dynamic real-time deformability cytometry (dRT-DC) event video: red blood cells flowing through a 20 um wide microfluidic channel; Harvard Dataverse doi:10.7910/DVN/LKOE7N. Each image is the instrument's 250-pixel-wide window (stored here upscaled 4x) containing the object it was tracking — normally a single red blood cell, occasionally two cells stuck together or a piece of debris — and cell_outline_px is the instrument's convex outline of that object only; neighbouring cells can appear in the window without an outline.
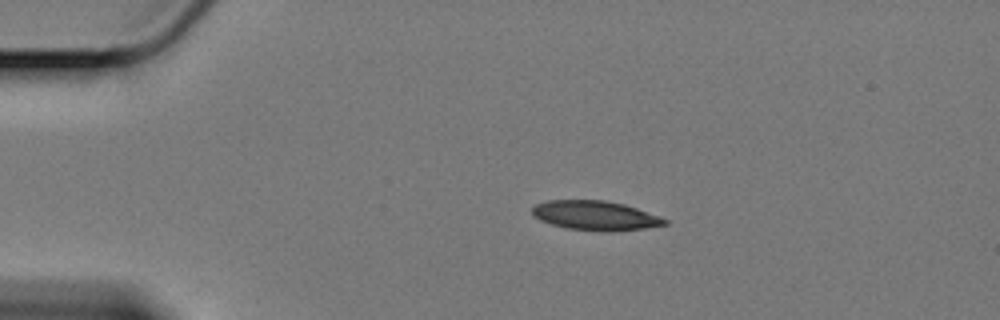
{"species": "Egyptian fruit bat (a non-hibernating species)", "species_latin": "Rousettus aegyptiacus", "temperature_condition": "cold", "stored_images_in_passage": 48, "camera_frame_rate_fps": 3000, "um_per_image_px": 0.085, "animal": {"sex": "female"}, "frame": {"image": 1, "passage_image": 1, "time_ms": 0.0, "image_size_px": [1000, 320], "cell_outline_px": [[668, 224], [644, 228], [612, 232], [568, 228], [552, 224], [540, 220], [532, 216], [532, 208], [536, 204], [548, 200], [604, 200], [624, 204], [660, 216], [668, 220]], "centroid_in_image_um": [50.61, 18.32], "position_along_channel_um": 34.4, "area_um2": 22.66}}
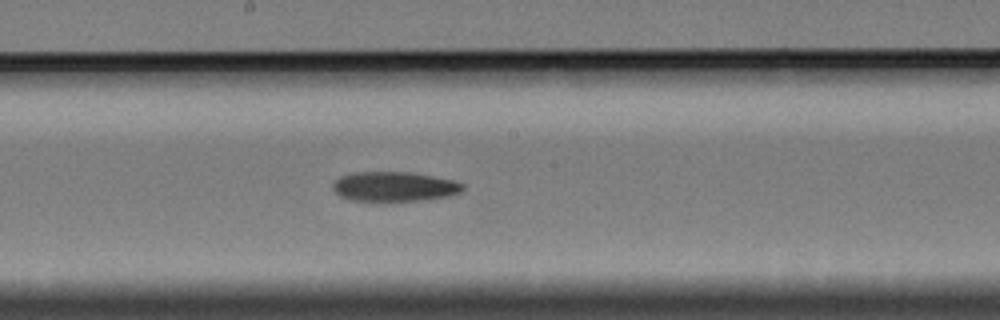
{"frame": {"image": 2, "passage_image": 21, "time_ms": 6.667, "image_size_px": [1000, 320], "cell_outline_px": [[464, 188], [460, 192], [448, 196], [420, 200], [352, 200], [340, 196], [332, 188], [332, 184], [340, 176], [352, 172], [408, 172], [432, 176], [452, 180], [464, 184]], "centroid_in_image_um": [33.49, 15.84], "position_along_channel_um": 214.7, "area_um2": 22.14}}
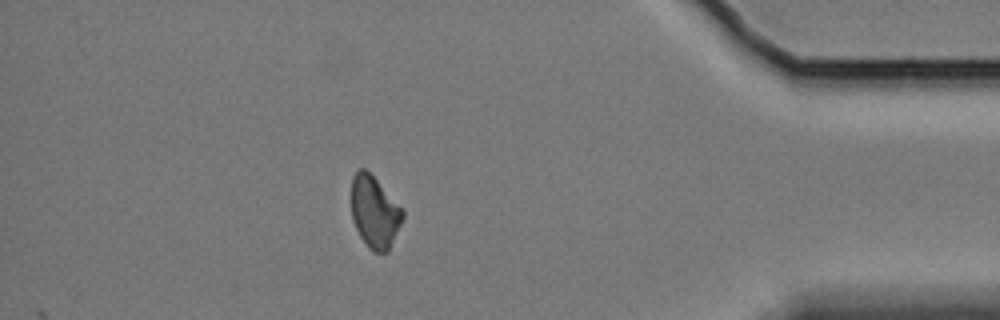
{"frame": {"image": 3, "passage_image": 41, "time_ms": 13.333, "image_size_px": [1000, 320], "cell_outline_px": [[404, 216], [388, 252], [372, 252], [368, 248], [360, 236], [352, 220], [352, 176], [360, 168], [364, 168], [404, 208]], "centroid_in_image_um": [31.85, 18.04], "position_along_channel_um": 403.3, "area_um2": 21.44}, "authors_computed_cell_mechanics": {"area_um2": 22.8599, "velocity_mm_per_s": 3.3829, "shape_relaxation_time_tau1_ms": 8.8705, "shape_relaxation_time_tau2_ms": null, "deformation_change_tau1": 0.1395, "deformation_change_tau2": null}}